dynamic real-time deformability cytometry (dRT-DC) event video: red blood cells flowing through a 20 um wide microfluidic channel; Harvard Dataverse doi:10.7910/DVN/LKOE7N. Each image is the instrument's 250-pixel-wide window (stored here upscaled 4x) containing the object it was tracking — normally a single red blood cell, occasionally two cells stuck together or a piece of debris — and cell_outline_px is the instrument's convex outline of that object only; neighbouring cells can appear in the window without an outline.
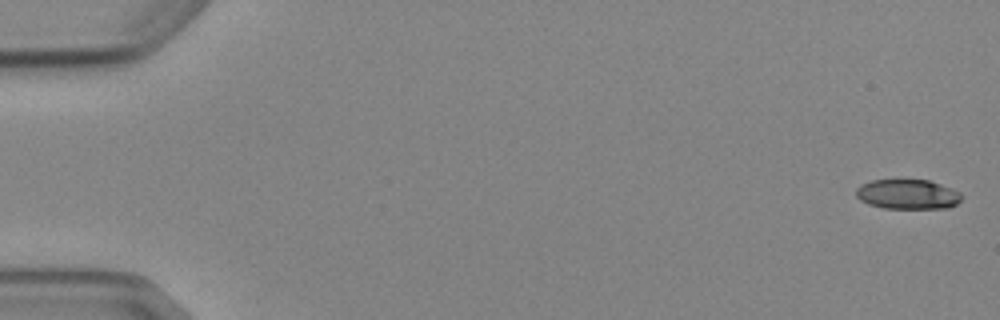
{"species": "Egyptian fruit bat (a non-hibernating species)", "species_latin": "Rousettus aegyptiacus", "temperature_condition": "cold", "stored_images_in_passage": 5, "camera_frame_rate_fps": 3000, "um_per_image_px": 0.085, "animal": {"sex": "female"}, "frame": {"image": 1, "passage_image": 1, "time_ms": 0.0, "image_size_px": [1000, 320], "cell_outline_px": [[964, 196], [956, 204], [948, 208], [884, 208], [868, 204], [860, 200], [856, 196], [856, 188], [860, 184], [872, 180], [928, 180], [940, 184], [960, 192]], "centroid_in_image_um": [77.14, 16.51], "position_along_channel_um": 7.9, "area_um2": 18.32}}
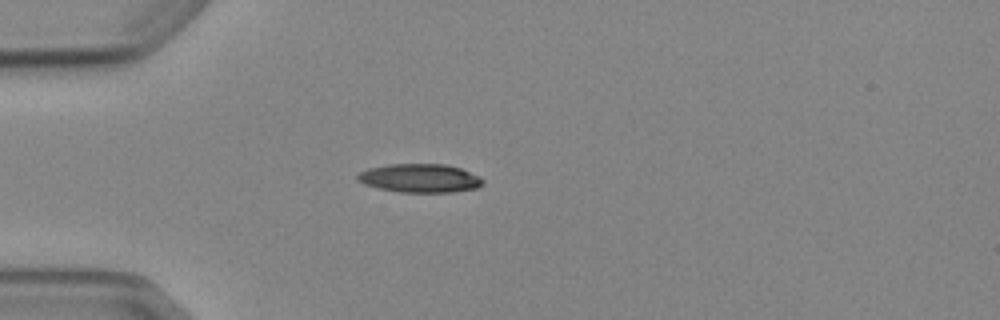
{"frame": {"image": 2, "passage_image": 5, "time_ms": 4.667, "image_size_px": [1000, 320], "cell_outline_px": [[484, 184], [476, 188], [452, 192], [400, 192], [376, 188], [364, 184], [356, 180], [356, 176], [360, 172], [368, 168], [388, 164], [444, 164], [460, 168], [480, 176], [484, 180]], "centroid_in_image_um": [35.68, 15.14], "position_along_channel_um": 49.3, "area_um2": 21.04}}